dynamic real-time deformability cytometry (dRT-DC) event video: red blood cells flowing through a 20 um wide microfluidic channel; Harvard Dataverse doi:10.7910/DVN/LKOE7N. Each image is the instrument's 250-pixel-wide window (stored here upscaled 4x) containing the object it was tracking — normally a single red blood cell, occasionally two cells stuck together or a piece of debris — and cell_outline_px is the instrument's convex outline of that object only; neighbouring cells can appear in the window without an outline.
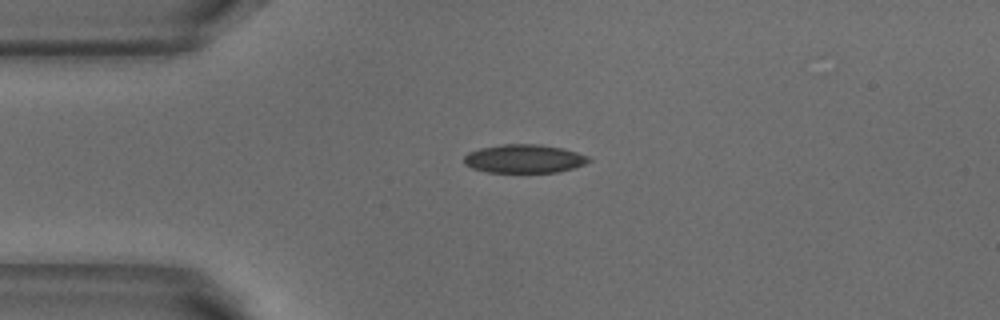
{"species": "common noctule bat (a hibernating species)", "species_latin": "Nyctalus noctula", "temperature_condition": "warm", "stored_images_in_passage": 2, "camera_frame_rate_fps": 3000, "um_per_image_px": 0.085, "animal": {"sex": "male", "body_mass_g": 18.8}, "frame": {"image": 1, "passage_image": 1, "time_ms": 0.0, "image_size_px": [1000, 320], "cell_outline_px": [[592, 160], [584, 164], [572, 168], [556, 172], [488, 172], [472, 168], [464, 164], [464, 156], [468, 152], [480, 148], [500, 144], [540, 144], [564, 148], [588, 156]], "centroid_in_image_um": [44.54, 13.48], "position_along_channel_um": 40.5, "area_um2": 20.75}}